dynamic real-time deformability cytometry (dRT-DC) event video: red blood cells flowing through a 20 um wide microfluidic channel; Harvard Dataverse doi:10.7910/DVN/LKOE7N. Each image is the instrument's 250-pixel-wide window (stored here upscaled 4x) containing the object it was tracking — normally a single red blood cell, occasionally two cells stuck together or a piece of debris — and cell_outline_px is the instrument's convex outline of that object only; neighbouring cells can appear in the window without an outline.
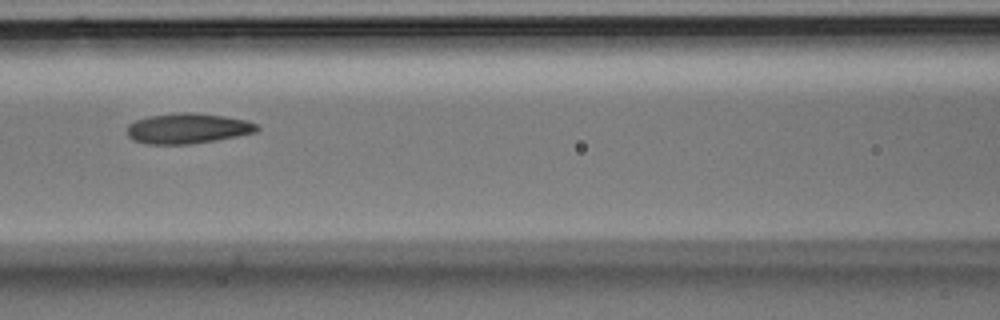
{"species": "Egyptian fruit bat (a non-hibernating species)", "species_latin": "Rousettus aegyptiacus", "temperature_condition": "room temperature", "stored_images_in_passage": 4, "camera_frame_rate_fps": 3000, "um_per_image_px": 0.085, "animal": {"sex": "male"}, "frame": {"image": 1, "passage_image": 4, "time_ms": 1.0, "image_size_px": [1000, 320], "cell_outline_px": [[260, 128], [256, 132], [216, 140], [188, 144], [148, 144], [132, 140], [128, 136], [128, 124], [136, 120], [148, 116], [180, 112], [192, 112], [224, 116], [248, 120], [256, 124]], "centroid_in_image_um": [15.95, 10.91], "position_along_channel_um": 150.6, "area_um2": 22.95}}